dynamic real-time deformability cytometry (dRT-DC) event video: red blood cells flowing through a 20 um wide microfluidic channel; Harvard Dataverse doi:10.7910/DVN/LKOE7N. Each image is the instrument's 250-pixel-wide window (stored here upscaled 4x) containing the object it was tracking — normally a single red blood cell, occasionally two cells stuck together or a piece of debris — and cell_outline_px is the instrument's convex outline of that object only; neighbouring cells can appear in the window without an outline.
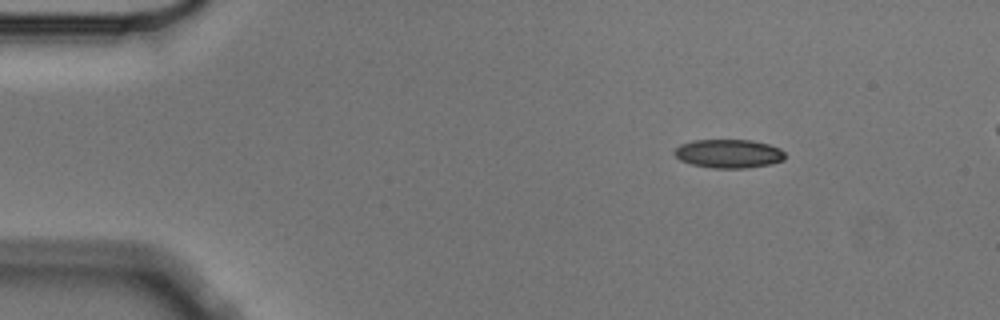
{"species": "Egyptian fruit bat (a non-hibernating species)", "species_latin": "Rousettus aegyptiacus", "temperature_condition": "cold", "stored_images_in_passage": 5, "segment_of_instrument_passage": [1, 2], "camera_frame_rate_fps": 3000, "um_per_image_px": 0.085, "animal": {"sex": "male"}, "frame": {"image": 1, "passage_image": 2, "time_ms": 0.333, "image_size_px": [1000, 320], "cell_outline_px": [[784, 160], [772, 164], [748, 168], [712, 168], [692, 164], [680, 160], [672, 152], [680, 144], [692, 140], [752, 140], [768, 144], [780, 148], [784, 152]], "centroid_in_image_um": [61.94, 13.06], "position_along_channel_um": 23.1, "area_um2": 18.61}}